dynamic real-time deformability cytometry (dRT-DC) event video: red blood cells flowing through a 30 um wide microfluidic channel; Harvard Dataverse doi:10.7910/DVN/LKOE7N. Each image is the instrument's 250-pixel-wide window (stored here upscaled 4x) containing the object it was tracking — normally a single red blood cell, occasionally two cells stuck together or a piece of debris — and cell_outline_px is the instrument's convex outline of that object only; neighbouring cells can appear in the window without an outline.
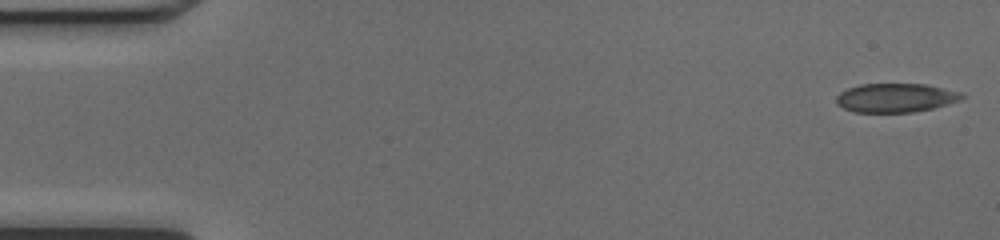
{"species": "common noctule bat (a hibernating species)", "species_latin": "Nyctalus noctula", "temperature_condition": "cold", "stored_images_in_passage": 48, "camera_frame_rate_fps": 3000, "um_per_image_px": 0.085, "animal": {"sex": "female", "body_mass_g": 17.0, "forearm_length_mm": 48.0}, "frame": {"image": 1, "passage_image": 1, "time_ms": 0.0, "image_size_px": [1000, 240], "cell_outline_px": [[964, 96], [960, 100], [948, 104], [932, 108], [912, 112], [852, 112], [836, 104], [836, 96], [840, 92], [848, 88], [860, 84], [924, 84], [964, 92]], "centroid_in_image_um": [76.13, 8.31], "position_along_channel_um": 8.9, "area_um2": 21.21}}
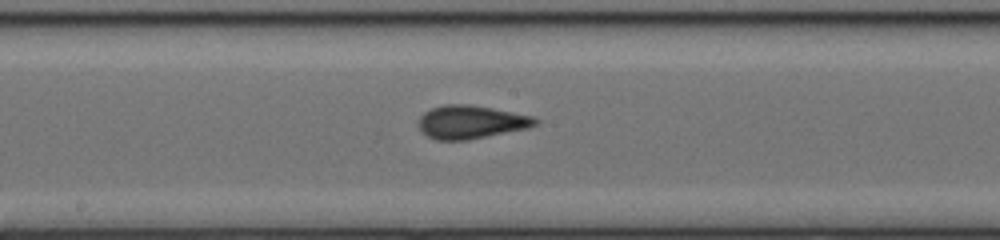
{"frame": {"image": 2, "passage_image": 25, "time_ms": 8.0, "image_size_px": [1000, 240], "cell_outline_px": [[540, 120], [536, 124], [528, 128], [468, 140], [436, 140], [420, 132], [420, 116], [424, 112], [432, 108], [444, 104], [468, 104], [492, 108], [532, 116]], "centroid_in_image_um": [40.02, 10.37], "position_along_channel_um": 208.2, "area_um2": 22.54}}
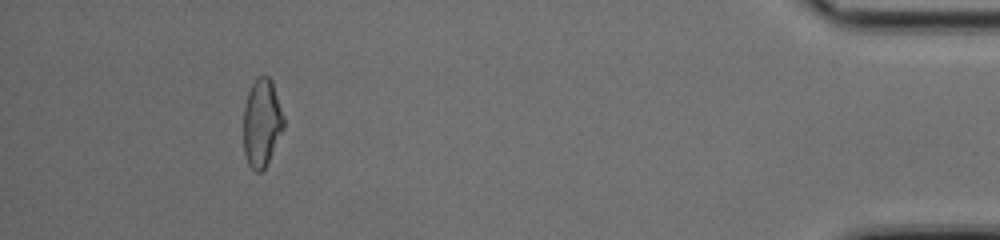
{"frame": {"image": 3, "passage_image": 44, "time_ms": 14.333, "image_size_px": [1000, 240], "cell_outline_px": [[284, 128], [264, 168], [260, 172], [256, 172], [248, 164], [244, 152], [244, 108], [248, 92], [252, 84], [260, 76], [268, 76], [272, 80], [284, 116]], "centroid_in_image_um": [22.26, 10.43], "position_along_channel_um": 412.9, "area_um2": 20.35}, "authors_computed_cell_mechanics": {"area_um2": 21.675, "velocity_mm_per_s": 4.2808, "shape_relaxation_time_tau1_ms": 4.7003, "shape_relaxation_time_tau2_ms": 1.5454, "deformation_change_tau1": 0.1608, "deformation_change_tau2": 0.0723}}